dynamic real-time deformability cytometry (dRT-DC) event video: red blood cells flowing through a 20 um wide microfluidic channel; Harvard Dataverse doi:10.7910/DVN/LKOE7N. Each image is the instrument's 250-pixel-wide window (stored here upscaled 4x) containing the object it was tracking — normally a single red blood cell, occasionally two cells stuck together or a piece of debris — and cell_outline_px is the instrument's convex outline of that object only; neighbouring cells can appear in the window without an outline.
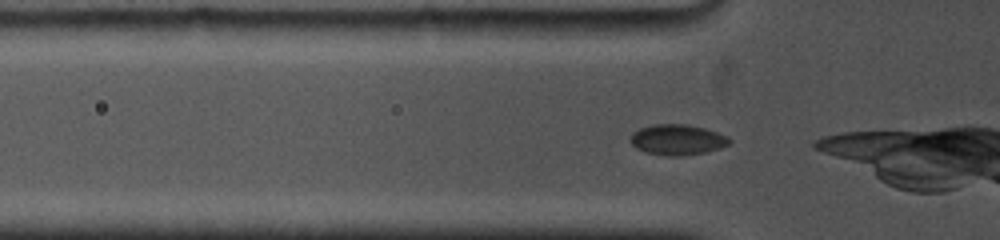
{"species": "common noctule bat (a hibernating species)", "species_latin": "Nyctalus noctula", "temperature_condition": "cold", "stored_images_in_passage": 21, "camera_frame_rate_fps": 5000, "um_per_image_px": 0.085, "animal": {"sex": "female", "body_mass_g": 19.0, "forearm_length_mm": 53.3}, "frame": {"image": 1, "passage_image": 2, "time_ms": 0.2, "image_size_px": [1000, 240], "cell_outline_px": [[732, 140], [728, 144], [720, 148], [704, 152], [680, 156], [668, 156], [648, 152], [636, 148], [632, 144], [632, 132], [640, 128], [652, 124], [688, 124], [704, 128], [728, 136]], "centroid_in_image_um": [57.59, 11.86], "position_along_channel_um": 68.2, "area_um2": 17.46}}
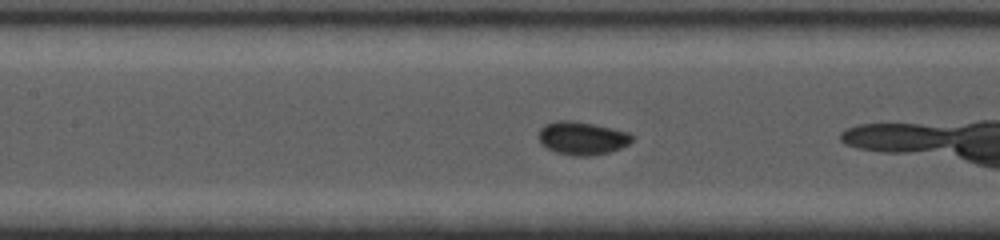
{"frame": {"image": 2, "passage_image": 9, "time_ms": 2.6, "image_size_px": [1000, 240], "cell_outline_px": [[636, 136], [628, 144], [620, 148], [608, 152], [588, 156], [572, 156], [556, 152], [540, 144], [536, 136], [540, 128], [544, 124], [556, 120], [576, 120], [612, 128], [628, 132]], "centroid_in_image_um": [49.44, 11.73], "position_along_channel_um": 158.0, "area_um2": 18.38}}
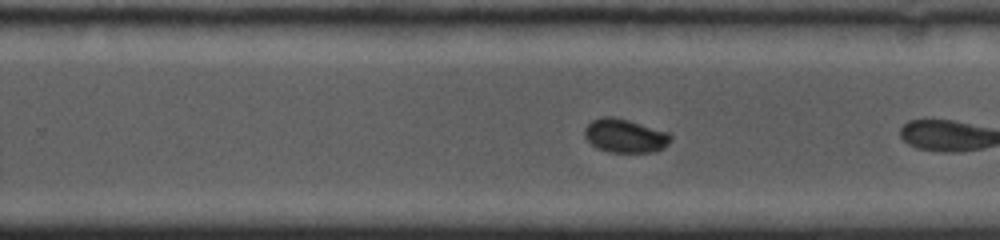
{"frame": {"image": 3, "passage_image": 19, "time_ms": 5.8, "image_size_px": [1000, 240], "cell_outline_px": [[672, 140], [664, 148], [656, 152], [608, 152], [596, 148], [584, 136], [584, 128], [592, 120], [604, 116], [612, 116], [628, 120], [672, 132]], "centroid_in_image_um": [53.17, 11.54], "position_along_channel_um": 276.6, "area_um2": 17.22}}